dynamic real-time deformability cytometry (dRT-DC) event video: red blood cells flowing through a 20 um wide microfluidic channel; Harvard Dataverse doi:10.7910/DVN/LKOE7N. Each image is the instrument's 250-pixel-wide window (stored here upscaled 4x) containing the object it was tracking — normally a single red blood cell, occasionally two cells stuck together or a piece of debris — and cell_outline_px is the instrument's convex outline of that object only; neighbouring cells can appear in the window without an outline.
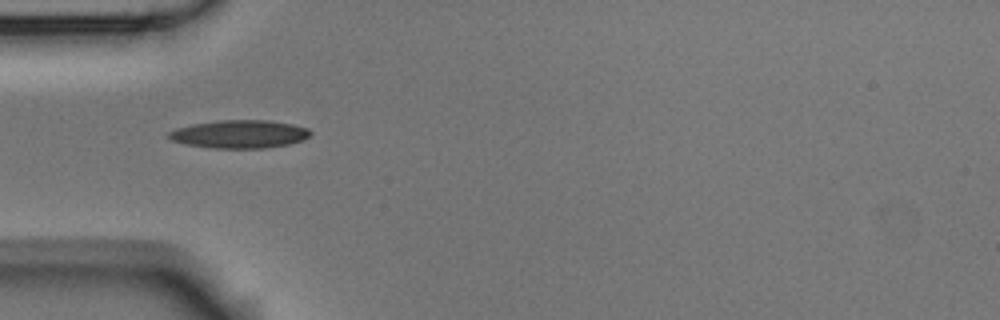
{"species": "Egyptian fruit bat (a non-hibernating species)", "species_latin": "Rousettus aegyptiacus", "temperature_condition": "room temperature", "stored_images_in_passage": 1, "camera_frame_rate_fps": 3000, "um_per_image_px": 0.085, "animal": {"sex": "male"}, "frame": {"image": 1, "passage_image": 1, "time_ms": 0.0, "image_size_px": [1000, 320], "cell_outline_px": [[312, 132], [304, 140], [288, 144], [264, 148], [212, 148], [184, 144], [172, 140], [168, 136], [168, 132], [176, 128], [192, 124], [220, 120], [268, 120], [292, 124], [308, 128]], "centroid_in_image_um": [20.36, 11.4], "position_along_channel_um": 64.6, "area_um2": 23.18}}